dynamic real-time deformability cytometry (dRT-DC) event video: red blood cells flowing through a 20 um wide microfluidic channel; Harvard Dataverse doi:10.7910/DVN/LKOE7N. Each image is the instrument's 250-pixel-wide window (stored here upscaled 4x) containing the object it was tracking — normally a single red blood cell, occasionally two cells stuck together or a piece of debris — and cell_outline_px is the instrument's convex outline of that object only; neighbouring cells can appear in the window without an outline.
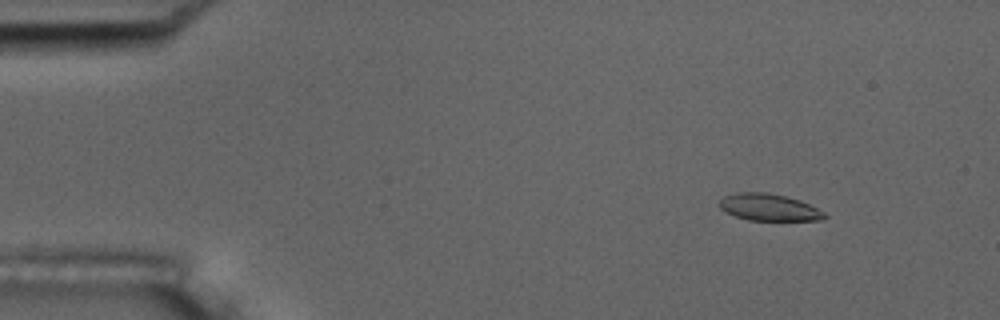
{"species": "common noctule bat (a hibernating species)", "species_latin": "Nyctalus noctula", "temperature_condition": "room temperature", "stored_images_in_passage": 56, "camera_frame_rate_fps": 3000, "um_per_image_px": 0.085, "animal": {"sex": "male", "body_mass_g": 17.5, "forearm_length_mm": 52.3}, "frame": {"image": 1, "passage_image": 7, "time_ms": 2.0, "image_size_px": [1000, 320], "cell_outline_px": [[828, 216], [824, 220], [748, 220], [736, 216], [720, 208], [720, 200], [724, 196], [736, 192], [768, 192], [800, 200], [824, 212]], "centroid_in_image_um": [65.37, 17.62], "position_along_channel_um": 19.6, "area_um2": 16.36}}
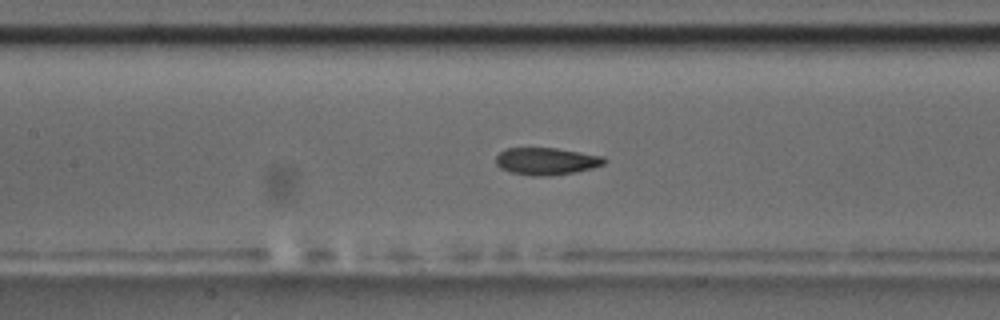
{"frame": {"image": 2, "passage_image": 26, "time_ms": 8.333, "image_size_px": [1000, 320], "cell_outline_px": [[608, 160], [604, 164], [592, 168], [576, 172], [552, 176], [532, 176], [512, 172], [500, 168], [496, 164], [496, 156], [504, 148], [556, 148], [604, 156]], "centroid_in_image_um": [46.46, 13.7], "position_along_channel_um": 160.9, "area_um2": 17.34}}
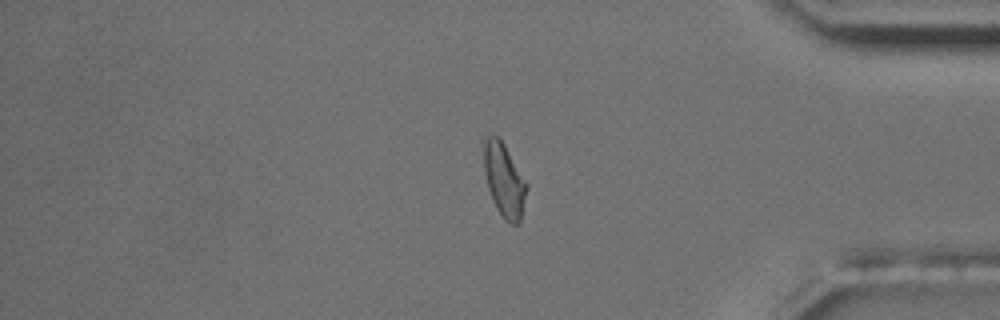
{"frame": {"image": 3, "passage_image": 47, "time_ms": 15.333, "image_size_px": [1000, 320], "cell_outline_px": [[528, 188], [520, 224], [512, 224], [504, 220], [496, 208], [492, 200], [488, 188], [484, 172], [484, 136], [496, 136], [504, 144], [528, 184]], "centroid_in_image_um": [42.87, 15.35], "position_along_channel_um": 392.3, "area_um2": 18.44}, "authors_computed_cell_mechanics": {"area_um2": 17.4845, "velocity_mm_per_s": 3.6579, "shape_relaxation_time_tau1_ms": 4.6038, "shape_relaxation_time_tau2_ms": 1.743, "deformation_change_tau1": 0.1396, "deformation_change_tau2": 0.0771}}